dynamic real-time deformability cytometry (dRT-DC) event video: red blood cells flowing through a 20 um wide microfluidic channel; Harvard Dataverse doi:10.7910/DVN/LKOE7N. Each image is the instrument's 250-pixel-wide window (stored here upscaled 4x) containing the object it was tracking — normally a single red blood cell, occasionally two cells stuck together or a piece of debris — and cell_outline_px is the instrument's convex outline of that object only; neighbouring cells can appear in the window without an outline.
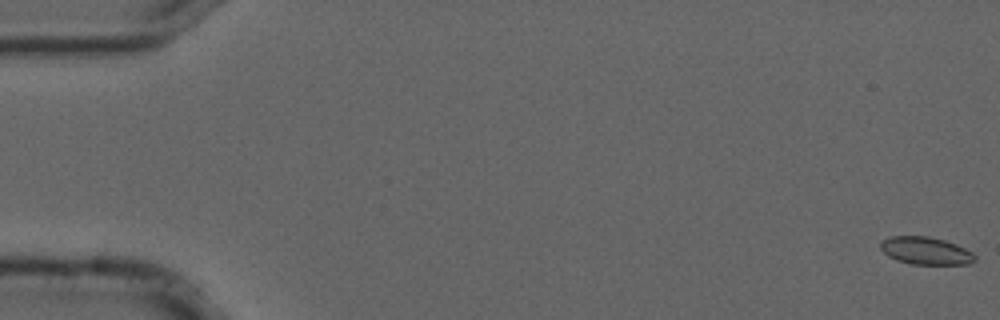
{"species": "common noctule bat (a hibernating species)", "species_latin": "Nyctalus noctula", "temperature_condition": "cold", "stored_images_in_passage": 9, "camera_frame_rate_fps": 3000, "um_per_image_px": 0.085, "animal": {"sex": "male", "forearm_length_mm": 52.5}, "frame": {"image": 1, "passage_image": 1, "time_ms": 0.0, "image_size_px": [1000, 320], "cell_outline_px": [[976, 260], [968, 264], [912, 264], [896, 260], [888, 256], [880, 248], [880, 244], [884, 240], [892, 236], [928, 236], [944, 240], [956, 244], [972, 252], [976, 256]], "centroid_in_image_um": [78.7, 21.32], "position_along_channel_um": 6.3, "area_um2": 15.09}}